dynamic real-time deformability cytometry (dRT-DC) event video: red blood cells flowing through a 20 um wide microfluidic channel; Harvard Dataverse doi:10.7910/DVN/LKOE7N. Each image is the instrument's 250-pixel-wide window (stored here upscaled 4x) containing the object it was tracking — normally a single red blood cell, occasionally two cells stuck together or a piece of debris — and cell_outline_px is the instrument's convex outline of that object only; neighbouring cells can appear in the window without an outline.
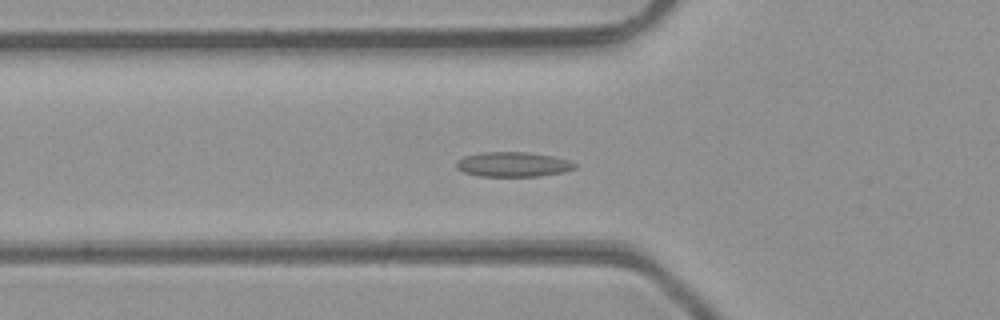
{"species": "common noctule bat (a hibernating species)", "species_latin": "Nyctalus noctula", "temperature_condition": "room temperature", "stored_images_in_passage": 7, "camera_frame_rate_fps": 3000, "um_per_image_px": 0.085, "animal": {"sex": "male", "body_mass_g": 23.1, "forearm_length_mm": 52.7}, "frame": {"image": 1, "passage_image": 5, "time_ms": 1.333, "image_size_px": [1000, 320], "cell_outline_px": [[576, 168], [564, 172], [536, 176], [480, 176], [464, 172], [456, 168], [456, 160], [464, 156], [480, 152], [528, 152], [552, 156], [568, 160], [576, 164]], "centroid_in_image_um": [43.58, 13.96], "position_along_channel_um": 82.2, "area_um2": 17.11}}